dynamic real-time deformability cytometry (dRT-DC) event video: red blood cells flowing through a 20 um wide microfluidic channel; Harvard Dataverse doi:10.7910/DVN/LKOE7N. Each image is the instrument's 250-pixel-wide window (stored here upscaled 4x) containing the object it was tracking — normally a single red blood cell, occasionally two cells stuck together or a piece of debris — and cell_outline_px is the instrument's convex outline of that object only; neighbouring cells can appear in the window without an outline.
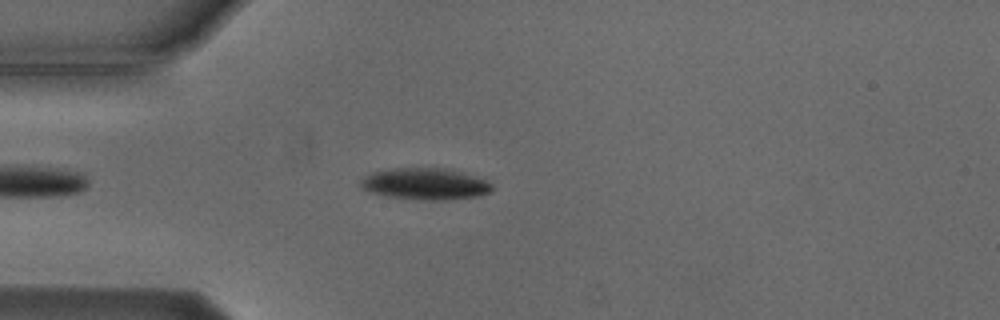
{"species": "Egyptian fruit bat (a non-hibernating species)", "species_latin": "Rousettus aegyptiacus", "temperature_condition": "cold", "stored_images_in_passage": 5, "camera_frame_rate_fps": 3000, "um_per_image_px": 0.085, "animal": {"sex": "male"}, "frame": {"image": 1, "passage_image": 5, "time_ms": 4.667, "image_size_px": [1000, 320], "cell_outline_px": [[492, 192], [480, 196], [448, 200], [420, 200], [388, 196], [368, 192], [360, 188], [360, 180], [364, 176], [372, 172], [396, 168], [444, 168], [460, 172], [484, 180], [492, 184]], "centroid_in_image_um": [36.11, 15.65], "position_along_channel_um": 48.9, "area_um2": 24.22}}